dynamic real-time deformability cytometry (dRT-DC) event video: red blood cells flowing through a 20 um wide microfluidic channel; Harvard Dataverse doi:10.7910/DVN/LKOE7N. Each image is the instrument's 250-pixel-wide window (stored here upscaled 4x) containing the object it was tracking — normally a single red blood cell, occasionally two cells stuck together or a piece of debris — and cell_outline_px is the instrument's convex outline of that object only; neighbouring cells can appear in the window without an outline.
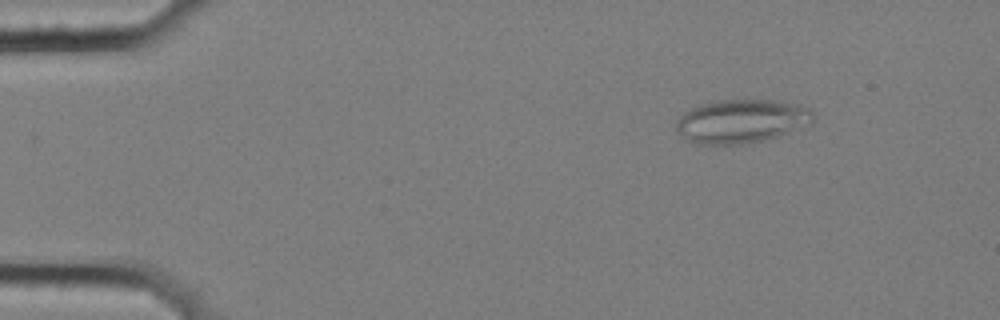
{"species": "common noctule bat (a hibernating species)", "species_latin": "Nyctalus noctula", "temperature_condition": "cold", "stored_images_in_passage": 3, "camera_frame_rate_fps": 3000, "um_per_image_px": 0.085, "animal": {"sex": "female", "body_mass_g": 25.1}, "frame": {"image": 1, "passage_image": 1, "time_ms": 0.0, "image_size_px": [1000, 320], "cell_outline_px": [[812, 124], [764, 140], [740, 144], [696, 144], [688, 140], [676, 128], [676, 120], [684, 112], [700, 104], [716, 100], [772, 100], [800, 104], [812, 108]], "centroid_in_image_um": [63.04, 10.29], "position_along_channel_um": 22.0, "area_um2": 34.74}}